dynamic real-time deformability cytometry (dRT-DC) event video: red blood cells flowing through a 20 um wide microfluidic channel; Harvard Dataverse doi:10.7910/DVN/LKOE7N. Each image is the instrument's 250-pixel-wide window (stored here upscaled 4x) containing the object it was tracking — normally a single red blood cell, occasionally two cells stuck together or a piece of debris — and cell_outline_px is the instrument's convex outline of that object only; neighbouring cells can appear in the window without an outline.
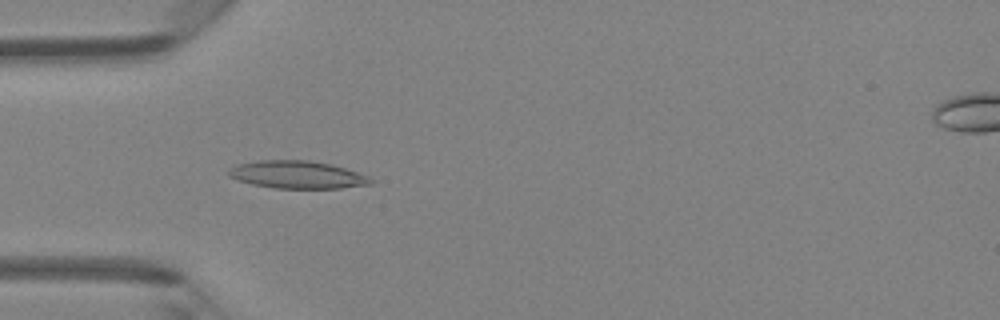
{"species": "Egyptian fruit bat (a non-hibernating species)", "species_latin": "Rousettus aegyptiacus", "temperature_condition": "room temperature", "stored_images_in_passage": 46, "camera_frame_rate_fps": 3000, "um_per_image_px": 0.085, "animal": {"sex": "female"}, "frame": {"image": 1, "passage_image": 14, "time_ms": 4.333, "image_size_px": [1000, 320], "cell_outline_px": [[376, 180], [372, 184], [340, 188], [276, 188], [252, 184], [228, 176], [228, 172], [236, 164], [256, 160], [308, 160], [332, 164], [368, 176]], "centroid_in_image_um": [25.29, 14.84], "position_along_channel_um": 59.7, "area_um2": 22.83}}
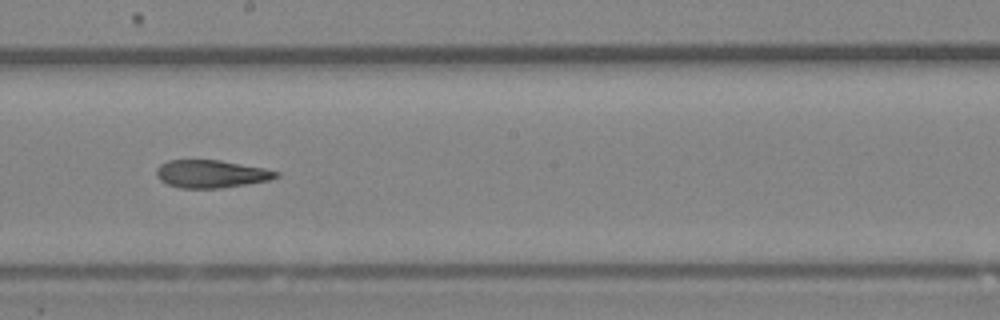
{"frame": {"image": 2, "passage_image": 26, "time_ms": 8.333, "image_size_px": [1000, 320], "cell_outline_px": [[280, 176], [268, 180], [220, 188], [180, 188], [168, 184], [160, 180], [156, 176], [156, 168], [160, 164], [168, 160], [220, 160], [264, 168], [280, 172]], "centroid_in_image_um": [17.92, 14.77], "position_along_channel_um": 230.3, "area_um2": 19.31}}
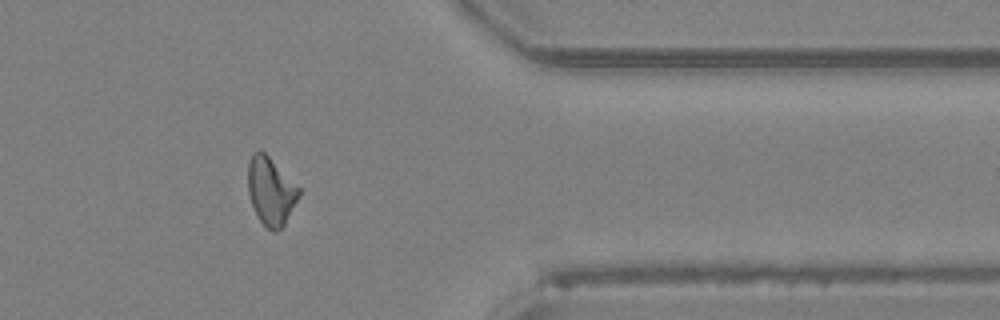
{"frame": {"image": 3, "passage_image": 38, "time_ms": 12.333, "image_size_px": [1000, 320], "cell_outline_px": [[300, 196], [284, 224], [276, 232], [272, 232], [256, 216], [248, 192], [248, 164], [252, 152], [260, 148], [300, 188]], "centroid_in_image_um": [23.0, 16.23], "position_along_channel_um": 388.4, "area_um2": 20.06}, "authors_computed_cell_mechanics": {"area_um2": 20.5768, "velocity_mm_per_s": 4.3595, "shape_relaxation_time_tau1_ms": null, "shape_relaxation_time_tau2_ms": 3.1808, "deformation_change_tau1": null, "deformation_change_tau2": 0.1113}}